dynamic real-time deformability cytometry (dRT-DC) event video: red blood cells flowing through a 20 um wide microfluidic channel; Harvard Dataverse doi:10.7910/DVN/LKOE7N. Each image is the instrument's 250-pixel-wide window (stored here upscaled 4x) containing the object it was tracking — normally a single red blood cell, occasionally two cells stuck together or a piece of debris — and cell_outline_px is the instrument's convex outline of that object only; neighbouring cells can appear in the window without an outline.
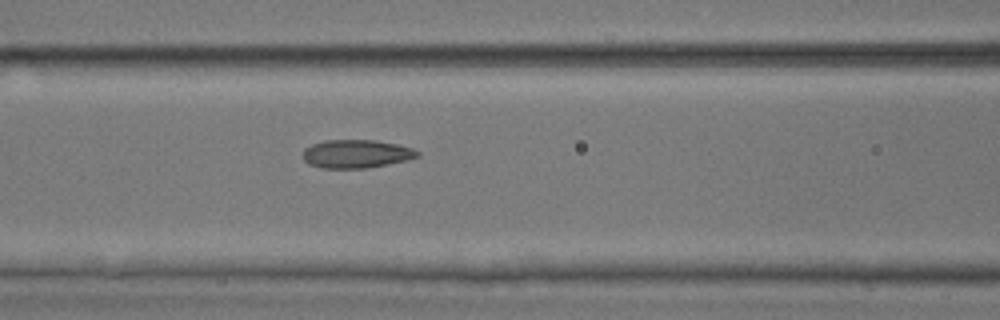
{"species": "common noctule bat (a hibernating species)", "species_latin": "Nyctalus noctula", "temperature_condition": "room temperature", "stored_images_in_passage": 5, "camera_frame_rate_fps": 3000, "um_per_image_px": 0.085, "animal": {"sex": "male", "body_mass_g": 17.9, "forearm_length_mm": 54.2}, "frame": {"image": 1, "passage_image": 5, "time_ms": 1.333, "image_size_px": [1000, 320], "cell_outline_px": [[420, 156], [408, 160], [388, 164], [364, 168], [320, 168], [308, 164], [304, 160], [304, 148], [312, 144], [324, 140], [376, 140], [396, 144], [412, 148], [420, 152]], "centroid_in_image_um": [30.29, 13.08], "position_along_channel_um": 136.3, "area_um2": 18.96}}